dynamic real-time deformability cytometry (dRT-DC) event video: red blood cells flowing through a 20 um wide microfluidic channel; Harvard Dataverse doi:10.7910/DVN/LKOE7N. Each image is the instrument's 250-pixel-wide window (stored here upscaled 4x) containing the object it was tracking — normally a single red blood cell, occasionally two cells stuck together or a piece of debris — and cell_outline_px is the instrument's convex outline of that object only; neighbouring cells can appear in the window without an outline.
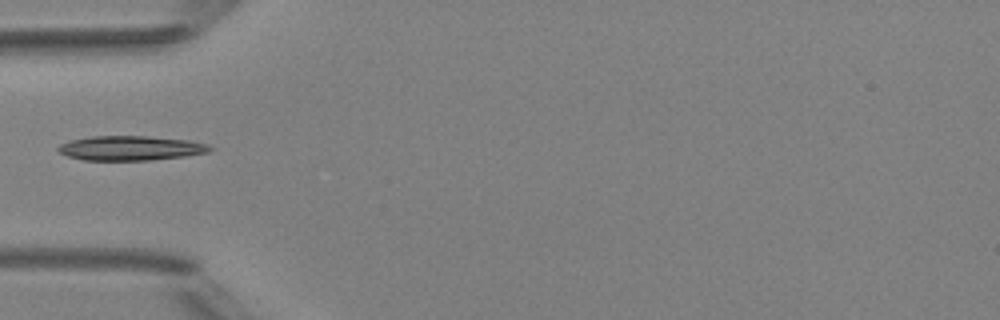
{"species": "Egyptian fruit bat (a non-hibernating species)", "species_latin": "Rousettus aegyptiacus", "temperature_condition": "room temperature", "stored_images_in_passage": 1, "camera_frame_rate_fps": 3000, "um_per_image_px": 0.085, "animal": {"sex": "female"}, "frame": {"image": 1, "passage_image": 1, "time_ms": 0.0, "image_size_px": [1000, 320], "cell_outline_px": [[212, 148], [208, 152], [184, 156], [148, 160], [84, 160], [68, 156], [60, 152], [56, 148], [60, 144], [72, 140], [92, 136], [148, 136], [188, 140], [208, 144]], "centroid_in_image_um": [11.09, 12.58], "position_along_channel_um": 73.9, "area_um2": 21.5}}